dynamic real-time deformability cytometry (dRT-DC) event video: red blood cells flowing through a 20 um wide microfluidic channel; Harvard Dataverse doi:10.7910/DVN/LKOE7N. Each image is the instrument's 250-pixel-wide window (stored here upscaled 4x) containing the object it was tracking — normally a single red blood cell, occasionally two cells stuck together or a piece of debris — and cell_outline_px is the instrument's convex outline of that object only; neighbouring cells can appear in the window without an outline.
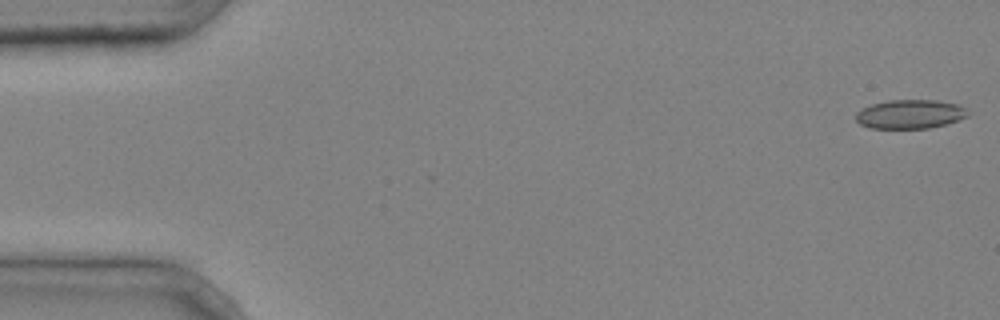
{"species": "common noctule bat (a hibernating species)", "species_latin": "Nyctalus noctula", "temperature_condition": "cold", "stored_images_in_passage": 3, "camera_frame_rate_fps": 3000, "um_per_image_px": 0.085, "animal": {"sex": "male", "body_mass_g": 20.4}, "frame": {"image": 1, "passage_image": 1, "time_ms": 0.0, "image_size_px": [1000, 320], "cell_outline_px": [[968, 116], [944, 124], [928, 128], [868, 128], [860, 124], [856, 120], [856, 112], [872, 104], [888, 100], [936, 100], [960, 104], [968, 108]], "centroid_in_image_um": [77.37, 9.69], "position_along_channel_um": 7.6, "area_um2": 18.9}}